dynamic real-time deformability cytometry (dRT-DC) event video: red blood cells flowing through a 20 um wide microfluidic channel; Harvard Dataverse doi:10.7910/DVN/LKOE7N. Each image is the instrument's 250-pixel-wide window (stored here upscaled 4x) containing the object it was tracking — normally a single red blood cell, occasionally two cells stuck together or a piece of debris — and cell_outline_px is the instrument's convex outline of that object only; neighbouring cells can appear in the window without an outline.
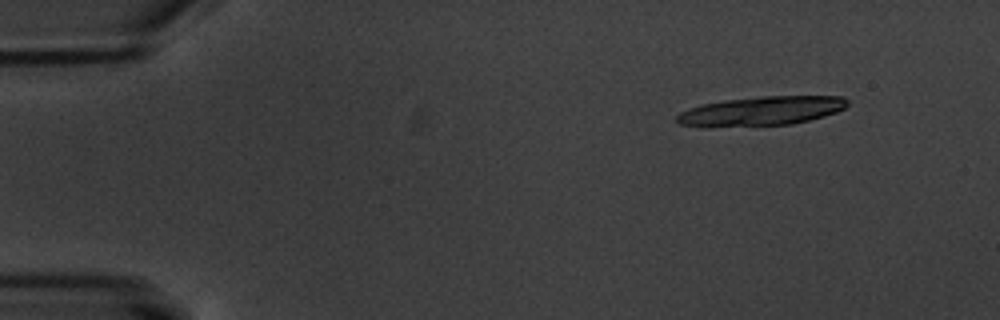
{"species": "common noctule bat (a hibernating species)", "species_latin": "Nyctalus noctula", "temperature_condition": "warm", "stored_images_in_passage": 7, "camera_frame_rate_fps": 3000, "um_per_image_px": 0.085, "animal": {"sex": "male", "body_mass_g": 20.1, "forearm_length_mm": 53.5}, "frame": {"image": 1, "passage_image": 1, "time_ms": 0.0, "image_size_px": [1000, 320], "cell_outline_px": [[848, 104], [844, 108], [836, 112], [824, 116], [792, 124], [704, 128], [680, 124], [676, 120], [676, 116], [680, 112], [688, 108], [700, 104], [724, 100], [760, 96], [844, 96], [848, 100]], "centroid_in_image_um": [64.65, 9.44], "position_along_channel_um": 20.3, "area_um2": 29.42}}